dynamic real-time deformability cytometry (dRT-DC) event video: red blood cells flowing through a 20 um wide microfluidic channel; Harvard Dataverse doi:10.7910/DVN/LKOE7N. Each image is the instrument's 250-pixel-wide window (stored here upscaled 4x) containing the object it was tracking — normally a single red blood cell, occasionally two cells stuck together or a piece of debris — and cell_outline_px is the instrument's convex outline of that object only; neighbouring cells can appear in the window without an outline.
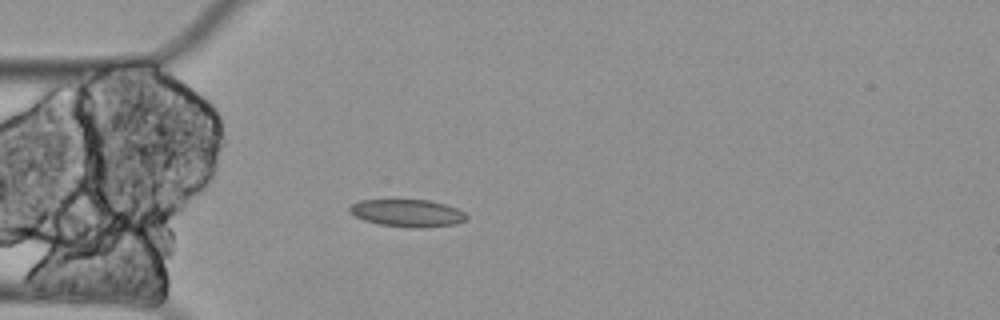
{"species": "Egyptian fruit bat (a non-hibernating species)", "species_latin": "Rousettus aegyptiacus", "temperature_condition": "cold", "stored_images_in_passage": 1, "camera_frame_rate_fps": 3000, "um_per_image_px": 0.085, "animal": {"sex": "female"}, "frame": {"image": 1, "passage_image": 1, "time_ms": 0.0, "image_size_px": [1000, 320], "cell_outline_px": [[468, 220], [456, 224], [424, 228], [380, 224], [364, 220], [348, 212], [348, 208], [352, 204], [360, 200], [428, 200], [444, 204], [456, 208], [464, 212], [468, 216]], "centroid_in_image_um": [34.66, 18.11], "position_along_channel_um": 50.3, "area_um2": 18.55}}